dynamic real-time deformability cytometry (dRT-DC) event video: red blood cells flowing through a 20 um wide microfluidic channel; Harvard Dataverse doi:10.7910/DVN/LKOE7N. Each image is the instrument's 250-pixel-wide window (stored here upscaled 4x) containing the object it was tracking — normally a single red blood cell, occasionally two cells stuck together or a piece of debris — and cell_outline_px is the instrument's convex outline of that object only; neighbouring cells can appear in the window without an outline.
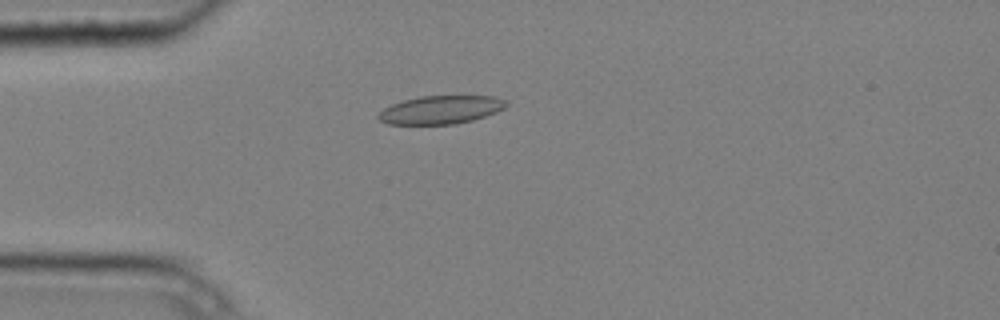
{"species": "common noctule bat (a hibernating species)", "species_latin": "Nyctalus noctula", "temperature_condition": "cold", "stored_images_in_passage": 3, "camera_frame_rate_fps": 3000, "um_per_image_px": 0.085, "animal": {"sex": "male", "body_mass_g": 20.4}, "frame": {"image": 1, "passage_image": 3, "time_ms": 0.667, "image_size_px": [1000, 320], "cell_outline_px": [[508, 104], [504, 108], [496, 112], [472, 120], [456, 124], [388, 124], [380, 120], [376, 116], [384, 108], [392, 104], [404, 100], [420, 96], [496, 96], [508, 100]], "centroid_in_image_um": [37.49, 9.32], "position_along_channel_um": 47.5, "area_um2": 21.04}}